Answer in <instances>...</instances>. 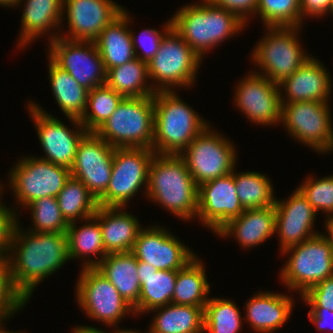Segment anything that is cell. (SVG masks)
Here are the masks:
<instances>
[{
    "mask_svg": "<svg viewBox=\"0 0 333 333\" xmlns=\"http://www.w3.org/2000/svg\"><path fill=\"white\" fill-rule=\"evenodd\" d=\"M20 226H15L7 259L12 286L28 303L38 284L70 260L69 238L66 233L32 232Z\"/></svg>",
    "mask_w": 333,
    "mask_h": 333,
    "instance_id": "cell-1",
    "label": "cell"
},
{
    "mask_svg": "<svg viewBox=\"0 0 333 333\" xmlns=\"http://www.w3.org/2000/svg\"><path fill=\"white\" fill-rule=\"evenodd\" d=\"M146 197L183 221L189 222L197 216L198 185L180 155H154Z\"/></svg>",
    "mask_w": 333,
    "mask_h": 333,
    "instance_id": "cell-2",
    "label": "cell"
},
{
    "mask_svg": "<svg viewBox=\"0 0 333 333\" xmlns=\"http://www.w3.org/2000/svg\"><path fill=\"white\" fill-rule=\"evenodd\" d=\"M171 20L172 28L201 59L221 42L249 26L236 13L218 7L209 0L182 6Z\"/></svg>",
    "mask_w": 333,
    "mask_h": 333,
    "instance_id": "cell-3",
    "label": "cell"
},
{
    "mask_svg": "<svg viewBox=\"0 0 333 333\" xmlns=\"http://www.w3.org/2000/svg\"><path fill=\"white\" fill-rule=\"evenodd\" d=\"M154 102L155 154L181 155L193 139L209 122L199 116L182 98L173 91H156Z\"/></svg>",
    "mask_w": 333,
    "mask_h": 333,
    "instance_id": "cell-4",
    "label": "cell"
},
{
    "mask_svg": "<svg viewBox=\"0 0 333 333\" xmlns=\"http://www.w3.org/2000/svg\"><path fill=\"white\" fill-rule=\"evenodd\" d=\"M115 148H149L154 139L153 96L124 98L95 132Z\"/></svg>",
    "mask_w": 333,
    "mask_h": 333,
    "instance_id": "cell-5",
    "label": "cell"
},
{
    "mask_svg": "<svg viewBox=\"0 0 333 333\" xmlns=\"http://www.w3.org/2000/svg\"><path fill=\"white\" fill-rule=\"evenodd\" d=\"M265 36L251 51V60L260 69L253 71L279 84L312 57L301 46L300 27H264ZM299 40V41H298ZM261 70V71H260ZM260 71V72H259Z\"/></svg>",
    "mask_w": 333,
    "mask_h": 333,
    "instance_id": "cell-6",
    "label": "cell"
},
{
    "mask_svg": "<svg viewBox=\"0 0 333 333\" xmlns=\"http://www.w3.org/2000/svg\"><path fill=\"white\" fill-rule=\"evenodd\" d=\"M201 63L198 54L171 28L147 63L148 76L153 81L151 85L155 91H173L174 87L191 89Z\"/></svg>",
    "mask_w": 333,
    "mask_h": 333,
    "instance_id": "cell-7",
    "label": "cell"
},
{
    "mask_svg": "<svg viewBox=\"0 0 333 333\" xmlns=\"http://www.w3.org/2000/svg\"><path fill=\"white\" fill-rule=\"evenodd\" d=\"M290 255L279 278L292 293L305 294L312 286L333 277V248L322 233L281 252Z\"/></svg>",
    "mask_w": 333,
    "mask_h": 333,
    "instance_id": "cell-8",
    "label": "cell"
},
{
    "mask_svg": "<svg viewBox=\"0 0 333 333\" xmlns=\"http://www.w3.org/2000/svg\"><path fill=\"white\" fill-rule=\"evenodd\" d=\"M8 175L10 191L18 205L25 207L44 197H57L70 178V169L55 165L39 156H24Z\"/></svg>",
    "mask_w": 333,
    "mask_h": 333,
    "instance_id": "cell-9",
    "label": "cell"
},
{
    "mask_svg": "<svg viewBox=\"0 0 333 333\" xmlns=\"http://www.w3.org/2000/svg\"><path fill=\"white\" fill-rule=\"evenodd\" d=\"M229 139L209 124L181 153L198 186L236 169L237 152Z\"/></svg>",
    "mask_w": 333,
    "mask_h": 333,
    "instance_id": "cell-10",
    "label": "cell"
},
{
    "mask_svg": "<svg viewBox=\"0 0 333 333\" xmlns=\"http://www.w3.org/2000/svg\"><path fill=\"white\" fill-rule=\"evenodd\" d=\"M329 103L318 101L281 104V122L288 136L318 152L333 151V125Z\"/></svg>",
    "mask_w": 333,
    "mask_h": 333,
    "instance_id": "cell-11",
    "label": "cell"
},
{
    "mask_svg": "<svg viewBox=\"0 0 333 333\" xmlns=\"http://www.w3.org/2000/svg\"><path fill=\"white\" fill-rule=\"evenodd\" d=\"M154 155L149 148H115L109 185L97 200L98 205L123 208L141 188L146 195L149 166Z\"/></svg>",
    "mask_w": 333,
    "mask_h": 333,
    "instance_id": "cell-12",
    "label": "cell"
},
{
    "mask_svg": "<svg viewBox=\"0 0 333 333\" xmlns=\"http://www.w3.org/2000/svg\"><path fill=\"white\" fill-rule=\"evenodd\" d=\"M79 276L75 288L76 302L89 319L116 328L126 315L134 313L133 307L95 267H82Z\"/></svg>",
    "mask_w": 333,
    "mask_h": 333,
    "instance_id": "cell-13",
    "label": "cell"
},
{
    "mask_svg": "<svg viewBox=\"0 0 333 333\" xmlns=\"http://www.w3.org/2000/svg\"><path fill=\"white\" fill-rule=\"evenodd\" d=\"M29 116L38 135L45 156L39 157L55 165L71 169L76 157V152L81 139L88 133L78 118L67 117L73 128L70 129L47 113L40 104L28 102Z\"/></svg>",
    "mask_w": 333,
    "mask_h": 333,
    "instance_id": "cell-14",
    "label": "cell"
},
{
    "mask_svg": "<svg viewBox=\"0 0 333 333\" xmlns=\"http://www.w3.org/2000/svg\"><path fill=\"white\" fill-rule=\"evenodd\" d=\"M48 57L88 91L104 85L106 71L94 41L58 37L48 42Z\"/></svg>",
    "mask_w": 333,
    "mask_h": 333,
    "instance_id": "cell-15",
    "label": "cell"
},
{
    "mask_svg": "<svg viewBox=\"0 0 333 333\" xmlns=\"http://www.w3.org/2000/svg\"><path fill=\"white\" fill-rule=\"evenodd\" d=\"M242 79L235 89L234 103L236 108L256 125L263 127V125L280 124L279 85L252 71L246 73Z\"/></svg>",
    "mask_w": 333,
    "mask_h": 333,
    "instance_id": "cell-16",
    "label": "cell"
},
{
    "mask_svg": "<svg viewBox=\"0 0 333 333\" xmlns=\"http://www.w3.org/2000/svg\"><path fill=\"white\" fill-rule=\"evenodd\" d=\"M157 270H180L197 254L162 225L143 227L131 251Z\"/></svg>",
    "mask_w": 333,
    "mask_h": 333,
    "instance_id": "cell-17",
    "label": "cell"
},
{
    "mask_svg": "<svg viewBox=\"0 0 333 333\" xmlns=\"http://www.w3.org/2000/svg\"><path fill=\"white\" fill-rule=\"evenodd\" d=\"M115 147L95 132H88L80 141L71 176L80 180L98 200L106 191L112 173Z\"/></svg>",
    "mask_w": 333,
    "mask_h": 333,
    "instance_id": "cell-18",
    "label": "cell"
},
{
    "mask_svg": "<svg viewBox=\"0 0 333 333\" xmlns=\"http://www.w3.org/2000/svg\"><path fill=\"white\" fill-rule=\"evenodd\" d=\"M244 212L239 202L233 172L198 186L196 218L213 233Z\"/></svg>",
    "mask_w": 333,
    "mask_h": 333,
    "instance_id": "cell-19",
    "label": "cell"
},
{
    "mask_svg": "<svg viewBox=\"0 0 333 333\" xmlns=\"http://www.w3.org/2000/svg\"><path fill=\"white\" fill-rule=\"evenodd\" d=\"M124 9L114 0H63L62 16L63 19L66 16L69 30L67 35L61 34L60 37L69 40L95 41L105 27Z\"/></svg>",
    "mask_w": 333,
    "mask_h": 333,
    "instance_id": "cell-20",
    "label": "cell"
},
{
    "mask_svg": "<svg viewBox=\"0 0 333 333\" xmlns=\"http://www.w3.org/2000/svg\"><path fill=\"white\" fill-rule=\"evenodd\" d=\"M291 193L287 199L276 198L275 201V233L279 237L280 252L321 233L313 228L318 214L316 210L297 188Z\"/></svg>",
    "mask_w": 333,
    "mask_h": 333,
    "instance_id": "cell-21",
    "label": "cell"
},
{
    "mask_svg": "<svg viewBox=\"0 0 333 333\" xmlns=\"http://www.w3.org/2000/svg\"><path fill=\"white\" fill-rule=\"evenodd\" d=\"M326 70L328 69L314 56L308 59L292 75L278 84L281 104L302 101L329 103L333 81Z\"/></svg>",
    "mask_w": 333,
    "mask_h": 333,
    "instance_id": "cell-22",
    "label": "cell"
},
{
    "mask_svg": "<svg viewBox=\"0 0 333 333\" xmlns=\"http://www.w3.org/2000/svg\"><path fill=\"white\" fill-rule=\"evenodd\" d=\"M22 2L25 3L20 21L21 30L17 45L19 49L22 47L26 49L28 44H33L34 40L45 34H50L47 38L49 42L60 37L63 33L62 29L59 30L63 26L61 25L63 24V0H20L18 6L19 4L22 6ZM51 29H55V32Z\"/></svg>",
    "mask_w": 333,
    "mask_h": 333,
    "instance_id": "cell-23",
    "label": "cell"
},
{
    "mask_svg": "<svg viewBox=\"0 0 333 333\" xmlns=\"http://www.w3.org/2000/svg\"><path fill=\"white\" fill-rule=\"evenodd\" d=\"M292 297L260 290L245 303L244 320L258 333H273L288 322L295 304Z\"/></svg>",
    "mask_w": 333,
    "mask_h": 333,
    "instance_id": "cell-24",
    "label": "cell"
},
{
    "mask_svg": "<svg viewBox=\"0 0 333 333\" xmlns=\"http://www.w3.org/2000/svg\"><path fill=\"white\" fill-rule=\"evenodd\" d=\"M275 206L261 209H246L238 217L228 221L215 234L219 237H234L246 250L262 244L275 235Z\"/></svg>",
    "mask_w": 333,
    "mask_h": 333,
    "instance_id": "cell-25",
    "label": "cell"
},
{
    "mask_svg": "<svg viewBox=\"0 0 333 333\" xmlns=\"http://www.w3.org/2000/svg\"><path fill=\"white\" fill-rule=\"evenodd\" d=\"M94 216L99 221L107 253L132 251L143 227L134 214L125 211V207L99 206Z\"/></svg>",
    "mask_w": 333,
    "mask_h": 333,
    "instance_id": "cell-26",
    "label": "cell"
},
{
    "mask_svg": "<svg viewBox=\"0 0 333 333\" xmlns=\"http://www.w3.org/2000/svg\"><path fill=\"white\" fill-rule=\"evenodd\" d=\"M128 10L114 18L94 41L101 55L105 71L124 65L136 58Z\"/></svg>",
    "mask_w": 333,
    "mask_h": 333,
    "instance_id": "cell-27",
    "label": "cell"
},
{
    "mask_svg": "<svg viewBox=\"0 0 333 333\" xmlns=\"http://www.w3.org/2000/svg\"><path fill=\"white\" fill-rule=\"evenodd\" d=\"M177 270H157L150 264L138 261L140 288L139 303L133 308L134 316L172 303Z\"/></svg>",
    "mask_w": 333,
    "mask_h": 333,
    "instance_id": "cell-28",
    "label": "cell"
},
{
    "mask_svg": "<svg viewBox=\"0 0 333 333\" xmlns=\"http://www.w3.org/2000/svg\"><path fill=\"white\" fill-rule=\"evenodd\" d=\"M133 308L139 303L138 260L130 252L108 253L95 267Z\"/></svg>",
    "mask_w": 333,
    "mask_h": 333,
    "instance_id": "cell-29",
    "label": "cell"
},
{
    "mask_svg": "<svg viewBox=\"0 0 333 333\" xmlns=\"http://www.w3.org/2000/svg\"><path fill=\"white\" fill-rule=\"evenodd\" d=\"M85 224L77 226V221L68 224L69 255L71 261L83 259V268L96 267L106 256L102 230L98 219L93 215L82 220ZM93 256L95 257L93 259ZM101 256V257H99ZM87 257L89 259H87ZM91 257V258H90Z\"/></svg>",
    "mask_w": 333,
    "mask_h": 333,
    "instance_id": "cell-30",
    "label": "cell"
},
{
    "mask_svg": "<svg viewBox=\"0 0 333 333\" xmlns=\"http://www.w3.org/2000/svg\"><path fill=\"white\" fill-rule=\"evenodd\" d=\"M151 311L155 316L148 333H204L203 307L169 303Z\"/></svg>",
    "mask_w": 333,
    "mask_h": 333,
    "instance_id": "cell-31",
    "label": "cell"
},
{
    "mask_svg": "<svg viewBox=\"0 0 333 333\" xmlns=\"http://www.w3.org/2000/svg\"><path fill=\"white\" fill-rule=\"evenodd\" d=\"M49 81L57 105L65 117L80 119L87 105L88 90L48 57Z\"/></svg>",
    "mask_w": 333,
    "mask_h": 333,
    "instance_id": "cell-32",
    "label": "cell"
},
{
    "mask_svg": "<svg viewBox=\"0 0 333 333\" xmlns=\"http://www.w3.org/2000/svg\"><path fill=\"white\" fill-rule=\"evenodd\" d=\"M198 258L197 255L178 270L172 303L205 307L210 298V283L207 280L204 262Z\"/></svg>",
    "mask_w": 333,
    "mask_h": 333,
    "instance_id": "cell-33",
    "label": "cell"
},
{
    "mask_svg": "<svg viewBox=\"0 0 333 333\" xmlns=\"http://www.w3.org/2000/svg\"><path fill=\"white\" fill-rule=\"evenodd\" d=\"M148 80L147 62L135 58L124 65L108 69L105 84L124 98H140L156 93L152 85L147 84Z\"/></svg>",
    "mask_w": 333,
    "mask_h": 333,
    "instance_id": "cell-34",
    "label": "cell"
},
{
    "mask_svg": "<svg viewBox=\"0 0 333 333\" xmlns=\"http://www.w3.org/2000/svg\"><path fill=\"white\" fill-rule=\"evenodd\" d=\"M235 187L240 204L246 209L275 206L273 184L269 177L256 171L235 173Z\"/></svg>",
    "mask_w": 333,
    "mask_h": 333,
    "instance_id": "cell-35",
    "label": "cell"
},
{
    "mask_svg": "<svg viewBox=\"0 0 333 333\" xmlns=\"http://www.w3.org/2000/svg\"><path fill=\"white\" fill-rule=\"evenodd\" d=\"M63 218L68 222L82 221L95 214L98 201L78 179L70 176L57 195Z\"/></svg>",
    "mask_w": 333,
    "mask_h": 333,
    "instance_id": "cell-36",
    "label": "cell"
},
{
    "mask_svg": "<svg viewBox=\"0 0 333 333\" xmlns=\"http://www.w3.org/2000/svg\"><path fill=\"white\" fill-rule=\"evenodd\" d=\"M124 99L106 84L94 87L88 91L87 105L84 114L79 119L87 132H96L112 115Z\"/></svg>",
    "mask_w": 333,
    "mask_h": 333,
    "instance_id": "cell-37",
    "label": "cell"
},
{
    "mask_svg": "<svg viewBox=\"0 0 333 333\" xmlns=\"http://www.w3.org/2000/svg\"><path fill=\"white\" fill-rule=\"evenodd\" d=\"M243 319L232 300L210 297L204 307V333H240Z\"/></svg>",
    "mask_w": 333,
    "mask_h": 333,
    "instance_id": "cell-38",
    "label": "cell"
},
{
    "mask_svg": "<svg viewBox=\"0 0 333 333\" xmlns=\"http://www.w3.org/2000/svg\"><path fill=\"white\" fill-rule=\"evenodd\" d=\"M300 1L258 0L255 17L261 18L263 27H302Z\"/></svg>",
    "mask_w": 333,
    "mask_h": 333,
    "instance_id": "cell-39",
    "label": "cell"
},
{
    "mask_svg": "<svg viewBox=\"0 0 333 333\" xmlns=\"http://www.w3.org/2000/svg\"><path fill=\"white\" fill-rule=\"evenodd\" d=\"M25 208L31 212L33 223L28 231L32 232H57L66 233L68 222L63 218L56 197H44L38 199Z\"/></svg>",
    "mask_w": 333,
    "mask_h": 333,
    "instance_id": "cell-40",
    "label": "cell"
},
{
    "mask_svg": "<svg viewBox=\"0 0 333 333\" xmlns=\"http://www.w3.org/2000/svg\"><path fill=\"white\" fill-rule=\"evenodd\" d=\"M308 176L298 186V190L308 200L317 213L333 215V175L321 177Z\"/></svg>",
    "mask_w": 333,
    "mask_h": 333,
    "instance_id": "cell-41",
    "label": "cell"
},
{
    "mask_svg": "<svg viewBox=\"0 0 333 333\" xmlns=\"http://www.w3.org/2000/svg\"><path fill=\"white\" fill-rule=\"evenodd\" d=\"M26 305L12 286L8 259L0 258V318H12Z\"/></svg>",
    "mask_w": 333,
    "mask_h": 333,
    "instance_id": "cell-42",
    "label": "cell"
},
{
    "mask_svg": "<svg viewBox=\"0 0 333 333\" xmlns=\"http://www.w3.org/2000/svg\"><path fill=\"white\" fill-rule=\"evenodd\" d=\"M167 22L168 23L163 25L162 31H158L155 28H147L140 31L141 33L138 35V37L131 29L136 58H139L140 60L147 63L153 58L155 53L158 51L162 37L172 28L171 18L170 20L168 19ZM140 49H142V51Z\"/></svg>",
    "mask_w": 333,
    "mask_h": 333,
    "instance_id": "cell-43",
    "label": "cell"
},
{
    "mask_svg": "<svg viewBox=\"0 0 333 333\" xmlns=\"http://www.w3.org/2000/svg\"><path fill=\"white\" fill-rule=\"evenodd\" d=\"M4 188L0 182V258L7 259L15 226L20 221L16 212L20 207L14 208L13 205L12 209L1 202Z\"/></svg>",
    "mask_w": 333,
    "mask_h": 333,
    "instance_id": "cell-44",
    "label": "cell"
},
{
    "mask_svg": "<svg viewBox=\"0 0 333 333\" xmlns=\"http://www.w3.org/2000/svg\"><path fill=\"white\" fill-rule=\"evenodd\" d=\"M310 308H326L333 311V277L326 278L312 286L300 296Z\"/></svg>",
    "mask_w": 333,
    "mask_h": 333,
    "instance_id": "cell-45",
    "label": "cell"
},
{
    "mask_svg": "<svg viewBox=\"0 0 333 333\" xmlns=\"http://www.w3.org/2000/svg\"><path fill=\"white\" fill-rule=\"evenodd\" d=\"M212 4L236 13L248 24L255 16L258 0H209ZM252 16V17H250ZM249 17V18H248Z\"/></svg>",
    "mask_w": 333,
    "mask_h": 333,
    "instance_id": "cell-46",
    "label": "cell"
},
{
    "mask_svg": "<svg viewBox=\"0 0 333 333\" xmlns=\"http://www.w3.org/2000/svg\"><path fill=\"white\" fill-rule=\"evenodd\" d=\"M301 19L319 18L332 15V0H301L300 1Z\"/></svg>",
    "mask_w": 333,
    "mask_h": 333,
    "instance_id": "cell-47",
    "label": "cell"
},
{
    "mask_svg": "<svg viewBox=\"0 0 333 333\" xmlns=\"http://www.w3.org/2000/svg\"><path fill=\"white\" fill-rule=\"evenodd\" d=\"M307 314L310 322H313V325L316 326L317 331L327 332L328 329V331H333V311L330 312L326 308H310Z\"/></svg>",
    "mask_w": 333,
    "mask_h": 333,
    "instance_id": "cell-48",
    "label": "cell"
},
{
    "mask_svg": "<svg viewBox=\"0 0 333 333\" xmlns=\"http://www.w3.org/2000/svg\"><path fill=\"white\" fill-rule=\"evenodd\" d=\"M327 217L325 219V231L323 233V236L328 240V242L331 244L332 248H333V215L330 216H325ZM326 233V234H325ZM328 234V235H327Z\"/></svg>",
    "mask_w": 333,
    "mask_h": 333,
    "instance_id": "cell-49",
    "label": "cell"
},
{
    "mask_svg": "<svg viewBox=\"0 0 333 333\" xmlns=\"http://www.w3.org/2000/svg\"><path fill=\"white\" fill-rule=\"evenodd\" d=\"M73 332L72 333H107L106 330H103L101 328H96L93 325L92 326H77L75 328L72 329Z\"/></svg>",
    "mask_w": 333,
    "mask_h": 333,
    "instance_id": "cell-50",
    "label": "cell"
},
{
    "mask_svg": "<svg viewBox=\"0 0 333 333\" xmlns=\"http://www.w3.org/2000/svg\"><path fill=\"white\" fill-rule=\"evenodd\" d=\"M20 0H0V6H3V7H13L14 6H18V2Z\"/></svg>",
    "mask_w": 333,
    "mask_h": 333,
    "instance_id": "cell-51",
    "label": "cell"
},
{
    "mask_svg": "<svg viewBox=\"0 0 333 333\" xmlns=\"http://www.w3.org/2000/svg\"><path fill=\"white\" fill-rule=\"evenodd\" d=\"M6 319H9V317L8 318H0V333H23V332H12V331H9V330H5V326H3V325H5L4 323L6 322L5 320Z\"/></svg>",
    "mask_w": 333,
    "mask_h": 333,
    "instance_id": "cell-52",
    "label": "cell"
},
{
    "mask_svg": "<svg viewBox=\"0 0 333 333\" xmlns=\"http://www.w3.org/2000/svg\"><path fill=\"white\" fill-rule=\"evenodd\" d=\"M114 332L113 333H140L139 331H137V329L135 330H132V329H115L114 328ZM107 333H109L108 331H107ZM111 333V332H110ZM145 333H148V331H146Z\"/></svg>",
    "mask_w": 333,
    "mask_h": 333,
    "instance_id": "cell-53",
    "label": "cell"
},
{
    "mask_svg": "<svg viewBox=\"0 0 333 333\" xmlns=\"http://www.w3.org/2000/svg\"><path fill=\"white\" fill-rule=\"evenodd\" d=\"M332 16H333V0H332Z\"/></svg>",
    "mask_w": 333,
    "mask_h": 333,
    "instance_id": "cell-54",
    "label": "cell"
}]
</instances>
